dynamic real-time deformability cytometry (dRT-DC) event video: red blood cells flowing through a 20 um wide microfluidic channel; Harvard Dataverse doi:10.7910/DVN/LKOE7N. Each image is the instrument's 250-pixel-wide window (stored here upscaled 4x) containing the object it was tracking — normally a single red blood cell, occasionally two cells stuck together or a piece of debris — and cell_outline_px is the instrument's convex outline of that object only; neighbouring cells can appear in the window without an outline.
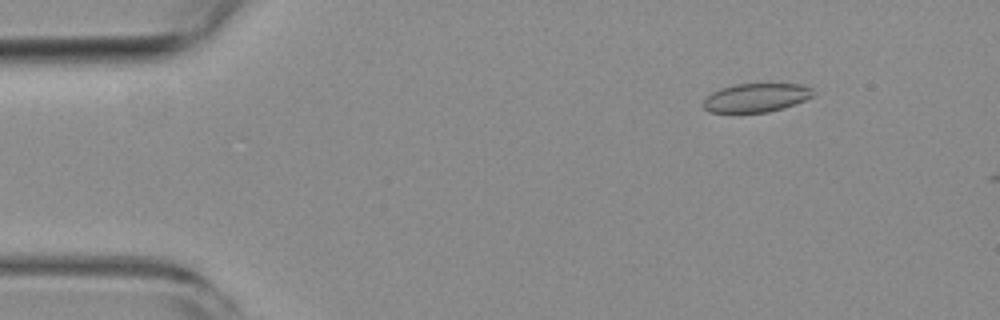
{"species": "common noctule bat (a hibernating species)", "species_latin": "Nyctalus noctula", "temperature_condition": "room temperature", "stored_images_in_passage": 2, "camera_frame_rate_fps": 3000, "um_per_image_px": 0.085, "animal": {"sex": "female", "body_mass_g": 19.3, "forearm_length_mm": 54.1}, "frame": {"image": 1, "passage_image": 1, "time_ms": 0.0, "image_size_px": [1000, 320], "cell_outline_px": [[812, 96], [804, 100], [784, 108], [768, 112], [708, 112], [700, 104], [712, 92], [720, 88], [736, 84], [804, 84], [812, 88]], "centroid_in_image_um": [64.24, 8.3], "position_along_channel_um": 20.8, "area_um2": 18.32}}